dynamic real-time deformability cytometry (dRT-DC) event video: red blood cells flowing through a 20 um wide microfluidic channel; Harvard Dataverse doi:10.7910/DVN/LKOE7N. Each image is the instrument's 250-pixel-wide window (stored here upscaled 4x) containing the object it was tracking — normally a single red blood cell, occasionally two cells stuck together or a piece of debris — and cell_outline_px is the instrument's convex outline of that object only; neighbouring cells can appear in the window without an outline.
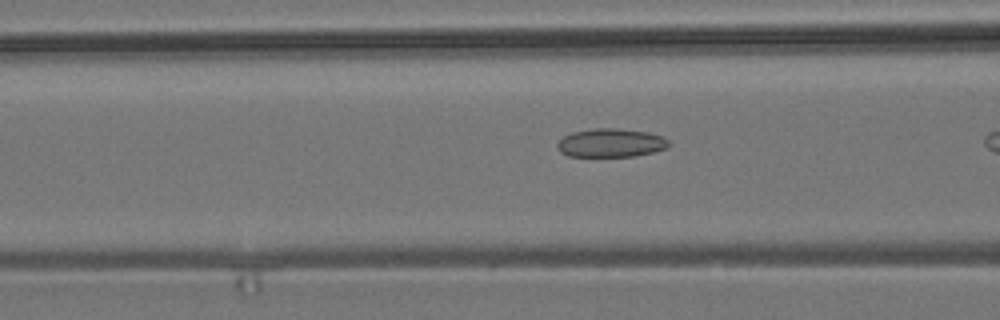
{"species": "common noctule bat (a hibernating species)", "species_latin": "Nyctalus noctula", "temperature_condition": "room temperature", "stored_images_in_passage": 20, "camera_frame_rate_fps": 3000, "um_per_image_px": 0.085, "animal": {"sex": "male", "body_mass_g": 19.2, "forearm_length_mm": 51.8}, "frame": {"image": 1, "passage_image": 17, "time_ms": 5.333, "image_size_px": [1000, 320], "cell_outline_px": [[668, 148], [636, 156], [568, 156], [560, 152], [556, 148], [556, 144], [564, 136], [572, 132], [592, 128], [616, 128], [648, 132], [664, 136], [668, 140]], "centroid_in_image_um": [51.91, 12.14], "position_along_channel_um": 114.7, "area_um2": 18.67}}